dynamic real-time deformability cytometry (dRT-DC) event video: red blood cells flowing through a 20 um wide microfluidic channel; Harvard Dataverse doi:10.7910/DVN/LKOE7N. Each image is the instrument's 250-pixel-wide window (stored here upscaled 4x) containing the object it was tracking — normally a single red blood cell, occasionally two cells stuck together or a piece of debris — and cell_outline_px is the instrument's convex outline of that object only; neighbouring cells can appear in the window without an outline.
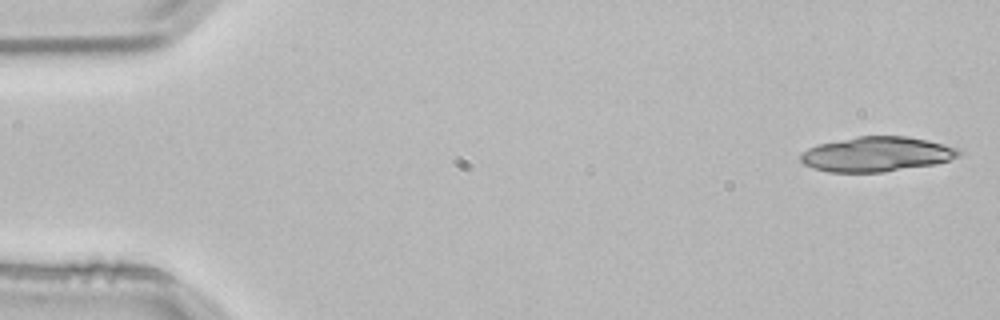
{"species": "common noctule bat (a hibernating species)", "species_latin": "Nyctalus noctula", "temperature_condition": "room temperature", "stored_images_in_passage": 6, "camera_frame_rate_fps": 3000, "um_per_image_px": 0.085, "animal": {"sex": "male", "body_mass_g": 21.5, "forearm_length_mm": 52.0}, "frame": {"image": 1, "passage_image": 1, "time_ms": 0.0, "image_size_px": [1000, 320], "cell_outline_px": [[964, 152], [948, 160], [936, 164], [884, 172], [828, 172], [812, 168], [804, 164], [800, 160], [800, 156], [808, 148], [820, 144], [856, 136], [904, 136], [928, 140], [960, 148]], "centroid_in_image_um": [74.54, 13.11], "position_along_channel_um": 10.5, "area_um2": 32.14}}